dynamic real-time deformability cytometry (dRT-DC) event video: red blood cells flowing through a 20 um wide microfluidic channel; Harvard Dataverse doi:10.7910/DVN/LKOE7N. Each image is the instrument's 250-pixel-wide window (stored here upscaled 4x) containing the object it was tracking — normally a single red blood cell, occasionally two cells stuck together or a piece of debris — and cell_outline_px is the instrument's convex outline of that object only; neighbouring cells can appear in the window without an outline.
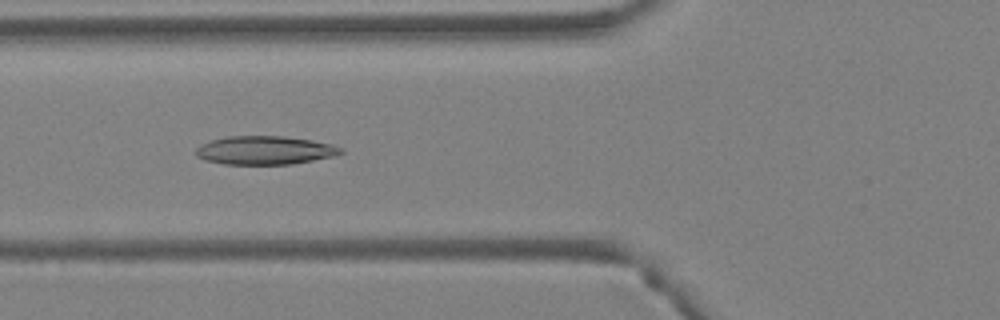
{"species": "Egyptian fruit bat (a non-hibernating species)", "species_latin": "Rousettus aegyptiacus", "temperature_condition": "warm", "stored_images_in_passage": 4, "camera_frame_rate_fps": 3000, "um_per_image_px": 0.085, "animal": {"sex": "female"}, "frame": {"image": 1, "passage_image": 4, "time_ms": 1.0, "image_size_px": [1000, 320], "cell_outline_px": [[344, 152], [332, 156], [292, 164], [224, 164], [204, 160], [196, 156], [196, 148], [200, 144], [212, 140], [228, 136], [284, 136], [312, 140], [332, 144], [344, 148]], "centroid_in_image_um": [22.51, 12.77], "position_along_channel_um": 103.3, "area_um2": 24.1}}